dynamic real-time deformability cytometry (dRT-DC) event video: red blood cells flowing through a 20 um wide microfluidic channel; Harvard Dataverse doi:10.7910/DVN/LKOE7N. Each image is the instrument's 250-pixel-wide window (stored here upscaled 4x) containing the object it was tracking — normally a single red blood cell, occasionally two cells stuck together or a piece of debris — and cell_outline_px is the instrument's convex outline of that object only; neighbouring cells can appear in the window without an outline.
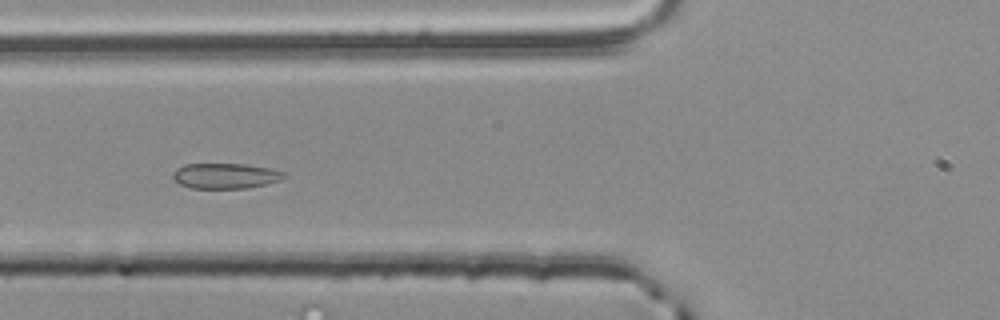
{"species": "common noctule bat (a hibernating species)", "species_latin": "Nyctalus noctula", "temperature_condition": "room temperature", "stored_images_in_passage": 4, "camera_frame_rate_fps": 3000, "um_per_image_px": 0.085, "animal": {"sex": "male", "body_mass_g": 20.4}, "frame": {"image": 1, "passage_image": 4, "time_ms": 1.0, "image_size_px": [1000, 320], "cell_outline_px": [[288, 176], [280, 180], [268, 184], [248, 188], [192, 188], [180, 184], [172, 180], [172, 172], [176, 168], [184, 164], [244, 164], [272, 168], [288, 172]], "centroid_in_image_um": [19.2, 14.94], "position_along_channel_um": 106.6, "area_um2": 16.82}}